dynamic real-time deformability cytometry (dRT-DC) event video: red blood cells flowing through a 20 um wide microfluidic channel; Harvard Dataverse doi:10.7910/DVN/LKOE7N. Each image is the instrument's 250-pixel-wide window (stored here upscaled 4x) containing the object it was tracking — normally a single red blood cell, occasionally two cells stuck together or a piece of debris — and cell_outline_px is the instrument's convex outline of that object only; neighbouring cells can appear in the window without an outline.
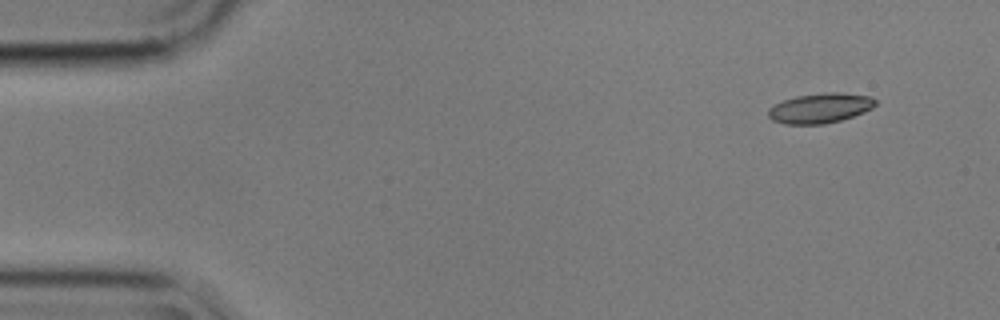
{"species": "common noctule bat (a hibernating species)", "species_latin": "Nyctalus noctula", "temperature_condition": "cold", "stored_images_in_passage": 52, "camera_frame_rate_fps": 3000, "um_per_image_px": 0.085, "animal": {"sex": "male", "body_mass_g": 17.9}, "frame": {"image": 1, "passage_image": 1, "time_ms": 0.0, "image_size_px": [1000, 320], "cell_outline_px": [[876, 104], [872, 108], [864, 112], [840, 120], [824, 124], [784, 124], [772, 120], [768, 116], [768, 108], [784, 100], [796, 96], [824, 92], [840, 92], [872, 96], [876, 100]], "centroid_in_image_um": [69.72, 9.18], "position_along_channel_um": 15.3, "area_um2": 18.73}}
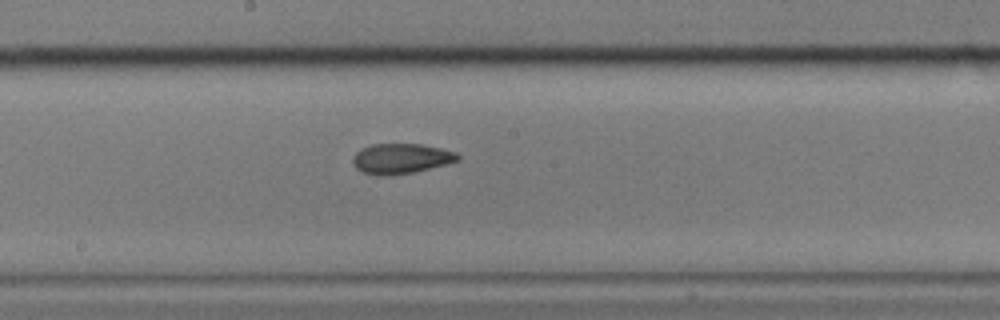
{"frame": {"image": 2, "passage_image": 26, "time_ms": 8.333, "image_size_px": [1000, 320], "cell_outline_px": [[460, 160], [412, 172], [388, 176], [380, 176], [364, 172], [356, 168], [352, 160], [356, 152], [372, 144], [420, 144], [440, 148], [456, 152], [460, 156]], "centroid_in_image_um": [34.08, 13.48], "position_along_channel_um": 214.1, "area_um2": 18.15}}
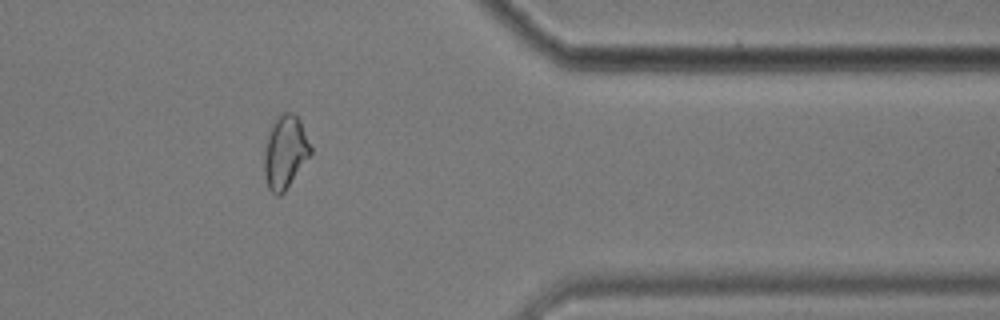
{"frame": {"image": 3, "passage_image": 42, "time_ms": 13.667, "image_size_px": [1000, 320], "cell_outline_px": [[312, 152], [284, 192], [280, 196], [276, 196], [268, 188], [264, 176], [264, 152], [268, 132], [276, 116], [284, 112], [292, 112], [300, 120], [312, 148]], "centroid_in_image_um": [24.22, 12.92], "position_along_channel_um": 387.2, "area_um2": 19.77}, "authors_computed_cell_mechanics": {"area_um2": 18.6983, "velocity_mm_per_s": 3.5662, "shape_relaxation_time_tau1_ms": 9.5481, "shape_relaxation_time_tau2_ms": 1.6862, "deformation_change_tau1": 0.1745, "deformation_change_tau2": 0.0712}}